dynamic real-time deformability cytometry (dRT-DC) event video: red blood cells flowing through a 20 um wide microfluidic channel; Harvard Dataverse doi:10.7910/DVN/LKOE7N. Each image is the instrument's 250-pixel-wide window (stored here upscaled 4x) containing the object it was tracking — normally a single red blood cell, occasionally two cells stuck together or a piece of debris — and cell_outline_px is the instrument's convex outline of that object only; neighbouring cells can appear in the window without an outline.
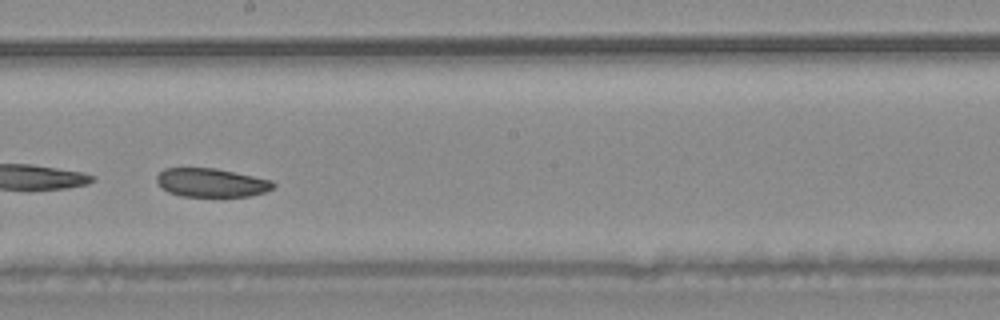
{"species": "common noctule bat (a hibernating species)", "species_latin": "Nyctalus noctula", "temperature_condition": "warm", "stored_images_in_passage": 43, "camera_frame_rate_fps": 3000, "um_per_image_px": 0.085, "animal": {"sex": "male", "body_mass_g": 20.4}, "frame": {"image": 1, "passage_image": 25, "time_ms": 8.0, "image_size_px": [1000, 320], "cell_outline_px": [[276, 184], [272, 188], [264, 192], [248, 196], [180, 196], [168, 192], [156, 180], [156, 176], [164, 168], [216, 168], [272, 180]], "centroid_in_image_um": [17.96, 15.52], "position_along_channel_um": 230.2, "area_um2": 19.31}}